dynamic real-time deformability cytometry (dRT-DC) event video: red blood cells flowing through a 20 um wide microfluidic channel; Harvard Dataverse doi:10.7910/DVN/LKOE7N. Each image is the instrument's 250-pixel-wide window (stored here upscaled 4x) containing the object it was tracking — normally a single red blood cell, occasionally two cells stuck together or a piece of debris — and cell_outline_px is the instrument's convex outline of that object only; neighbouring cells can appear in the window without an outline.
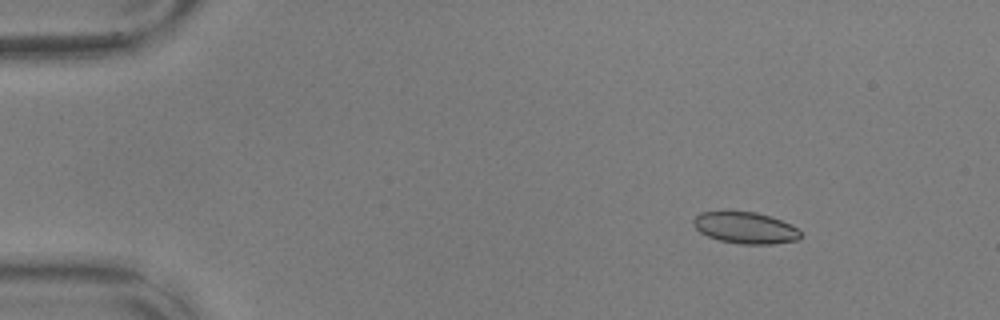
{"species": "common noctule bat (a hibernating species)", "species_latin": "Nyctalus noctula", "temperature_condition": "warm", "stored_images_in_passage": 56, "camera_frame_rate_fps": 3000, "um_per_image_px": 0.085, "animal": {"sex": "male", "body_mass_g": 17.9, "forearm_length_mm": 54.2}, "frame": {"image": 1, "passage_image": 7, "time_ms": 2.0, "image_size_px": [1000, 320], "cell_outline_px": [[800, 240], [772, 244], [740, 244], [720, 240], [708, 236], [700, 232], [692, 224], [692, 220], [700, 212], [756, 212], [792, 224], [800, 232]], "centroid_in_image_um": [63.36, 19.37], "position_along_channel_um": 21.6, "area_um2": 19.54}}
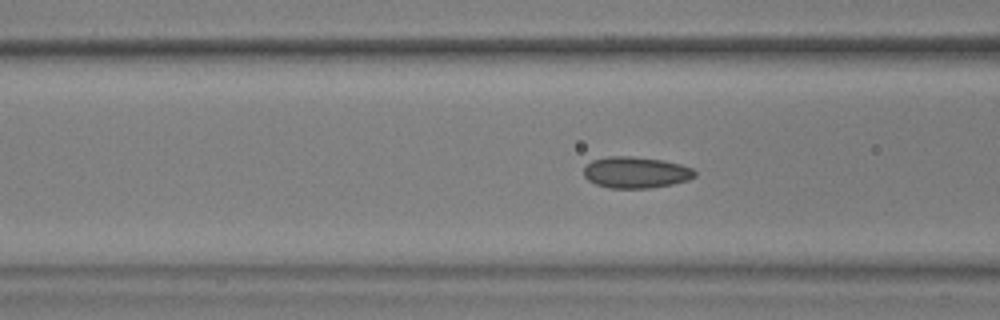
{"frame": {"image": 2, "passage_image": 22, "time_ms": 7.0, "image_size_px": [1000, 320], "cell_outline_px": [[696, 176], [688, 180], [672, 184], [652, 188], [608, 188], [596, 184], [588, 180], [584, 176], [584, 168], [592, 160], [608, 156], [632, 156], [664, 160], [680, 164], [692, 168], [696, 172]], "centroid_in_image_um": [54.05, 14.65], "position_along_channel_um": 112.5, "area_um2": 20.4}}
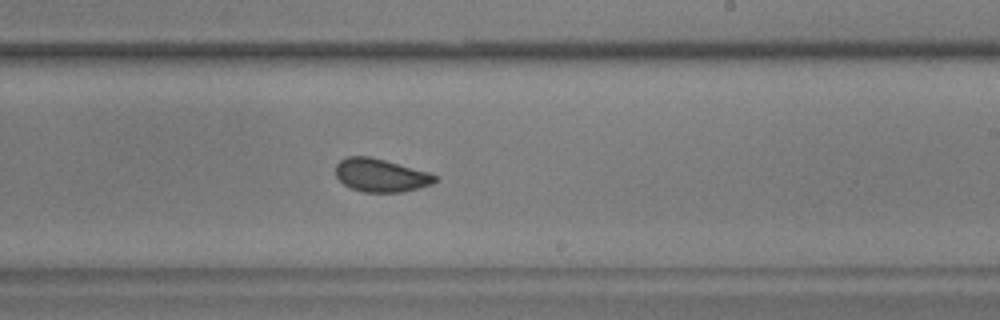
{"frame": {"image": 3, "passage_image": 34, "time_ms": 11.0, "image_size_px": [1000, 320], "cell_outline_px": [[436, 180], [432, 184], [420, 188], [404, 192], [364, 192], [352, 188], [344, 184], [336, 176], [336, 164], [344, 156], [368, 156], [384, 160], [428, 172], [436, 176]], "centroid_in_image_um": [32.35, 14.9], "position_along_channel_um": 256.7, "area_um2": 19.07}, "authors_computed_cell_mechanics": {"area_um2": 20.0566, "velocity_mm_per_s": 3.6011, "shape_relaxation_time_tau1_ms": null, "shape_relaxation_time_tau2_ms": 1.1476, "deformation_change_tau1": null, "deformation_change_tau2": 0.07}}